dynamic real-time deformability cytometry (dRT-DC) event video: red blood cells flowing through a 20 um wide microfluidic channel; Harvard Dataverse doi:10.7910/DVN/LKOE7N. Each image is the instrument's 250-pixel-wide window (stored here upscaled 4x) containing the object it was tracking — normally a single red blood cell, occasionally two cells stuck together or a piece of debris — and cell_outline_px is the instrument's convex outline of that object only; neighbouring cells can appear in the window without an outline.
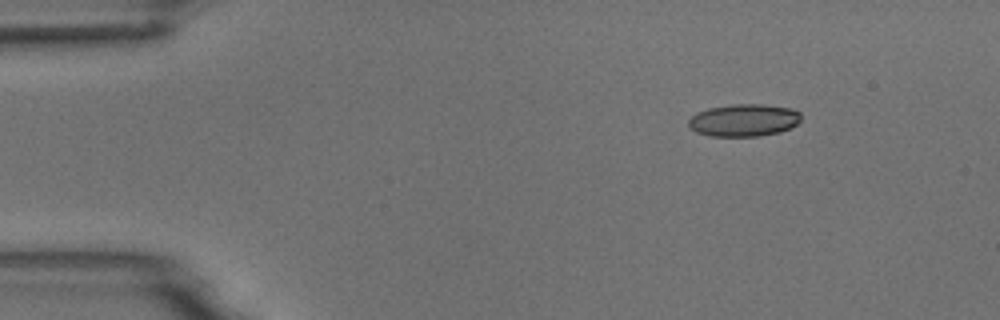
{"species": "common noctule bat (a hibernating species)", "species_latin": "Nyctalus noctula", "temperature_condition": "room temperature", "stored_images_in_passage": 3, "camera_frame_rate_fps": 3000, "um_per_image_px": 0.085, "animal": {"sex": "male", "body_mass_g": 18.8}, "frame": {"image": 1, "passage_image": 1, "time_ms": 0.0, "image_size_px": [1000, 320], "cell_outline_px": [[800, 120], [796, 124], [780, 132], [760, 136], [708, 136], [696, 132], [688, 124], [688, 120], [696, 112], [708, 108], [732, 104], [764, 104], [792, 108], [800, 112]], "centroid_in_image_um": [63.22, 10.21], "position_along_channel_um": 21.8, "area_um2": 21.33}}